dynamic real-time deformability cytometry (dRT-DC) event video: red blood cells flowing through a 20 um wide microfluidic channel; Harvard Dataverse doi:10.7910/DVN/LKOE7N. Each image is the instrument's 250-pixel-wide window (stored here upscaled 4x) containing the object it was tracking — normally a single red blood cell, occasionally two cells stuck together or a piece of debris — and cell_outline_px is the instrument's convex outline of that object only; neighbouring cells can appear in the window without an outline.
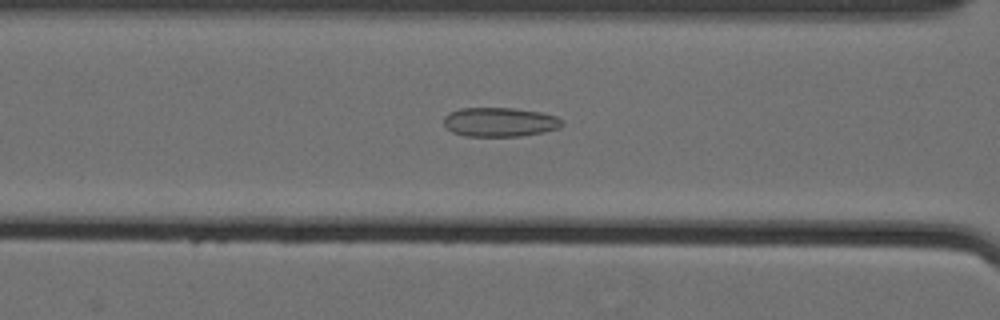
{"species": "Egyptian fruit bat (a non-hibernating species)", "species_latin": "Rousettus aegyptiacus", "temperature_condition": "cold", "stored_images_in_passage": 60, "camera_frame_rate_fps": 3000, "um_per_image_px": 0.085, "animal": {"sex": "female"}, "frame": {"image": 1, "passage_image": 28, "time_ms": 9.0, "image_size_px": [1000, 320], "cell_outline_px": [[564, 124], [560, 128], [544, 132], [520, 136], [464, 136], [452, 132], [444, 124], [444, 116], [448, 112], [460, 108], [512, 108], [540, 112], [556, 116], [564, 120]], "centroid_in_image_um": [42.49, 10.37], "position_along_channel_um": 124.1, "area_um2": 20.29}}
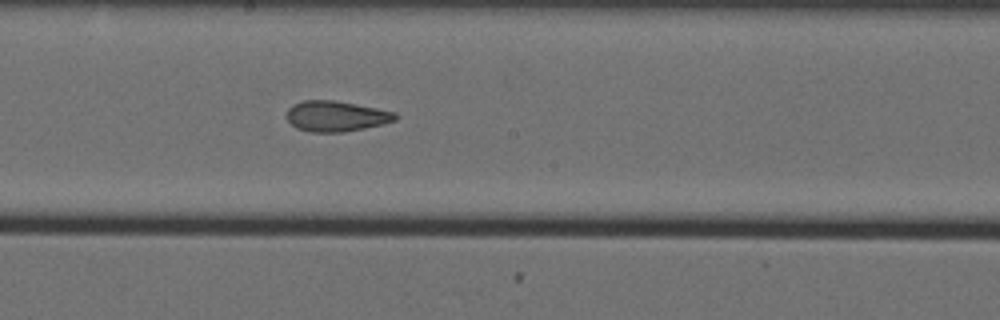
{"frame": {"image": 2, "passage_image": 36, "time_ms": 11.667, "image_size_px": [1000, 320], "cell_outline_px": [[396, 120], [384, 124], [344, 132], [308, 132], [296, 128], [288, 120], [288, 108], [292, 104], [304, 100], [336, 100], [396, 112]], "centroid_in_image_um": [28.56, 9.87], "position_along_channel_um": 219.6, "area_um2": 19.36}}
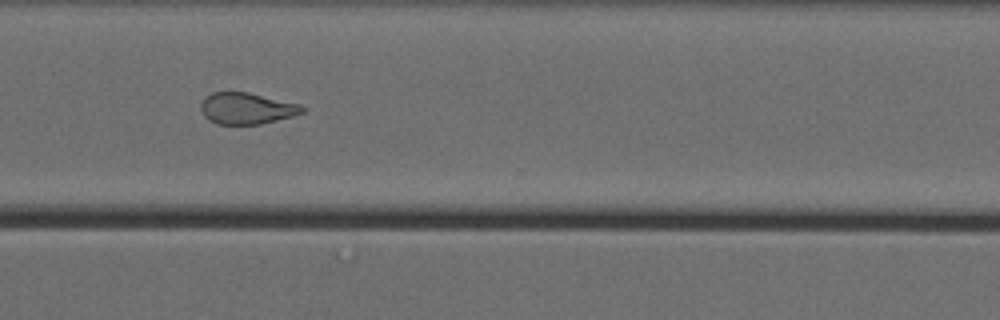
{"frame": {"image": 3, "passage_image": 47, "time_ms": 15.333, "image_size_px": [1000, 320], "cell_outline_px": [[308, 108], [304, 112], [292, 116], [260, 124], [216, 124], [204, 116], [200, 108], [200, 104], [204, 96], [212, 92], [248, 92], [300, 104]], "centroid_in_image_um": [20.96, 9.2], "position_along_channel_um": 349.6, "area_um2": 18.67}, "authors_computed_cell_mechanics": {"area_um2": 21.386, "velocity_mm_per_s": 3.5663, "shape_relaxation_time_tau1_ms": null, "shape_relaxation_time_tau2_ms": 2.2573, "deformation_change_tau1": null, "deformation_change_tau2": 0.1005}}